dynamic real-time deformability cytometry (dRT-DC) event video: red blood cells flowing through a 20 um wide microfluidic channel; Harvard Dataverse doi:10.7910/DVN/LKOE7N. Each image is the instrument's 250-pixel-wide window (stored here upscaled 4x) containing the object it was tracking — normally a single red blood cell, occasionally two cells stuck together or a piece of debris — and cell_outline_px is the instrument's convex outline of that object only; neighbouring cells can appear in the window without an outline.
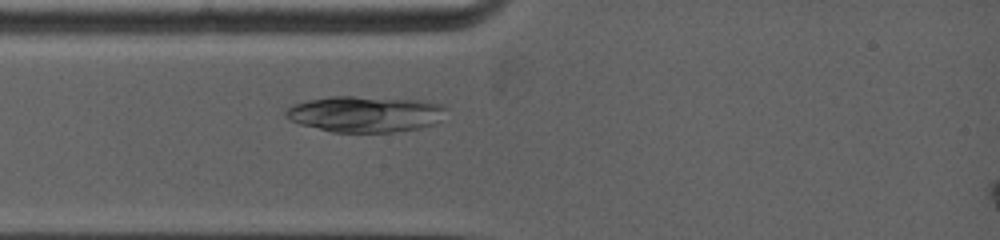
{"species": "common noctule bat (a hibernating species)", "species_latin": "Nyctalus noctula", "temperature_condition": "warm", "stored_images_in_passage": 3, "camera_frame_rate_fps": 5000, "um_per_image_px": 0.085, "animal": {"sex": "female", "body_mass_g": 19.0, "forearm_length_mm": 53.3}, "frame": {"image": 1, "passage_image": 3, "time_ms": 1.8, "image_size_px": [1000, 240], "cell_outline_px": [[444, 108], [440, 120], [436, 124], [420, 128], [392, 132], [332, 132], [300, 124], [288, 120], [284, 116], [284, 112], [292, 104], [308, 100], [328, 96], [352, 96], [420, 100], [440, 104]], "centroid_in_image_um": [30.98, 9.69], "position_along_channel_um": 54.0, "area_um2": 33.7}}